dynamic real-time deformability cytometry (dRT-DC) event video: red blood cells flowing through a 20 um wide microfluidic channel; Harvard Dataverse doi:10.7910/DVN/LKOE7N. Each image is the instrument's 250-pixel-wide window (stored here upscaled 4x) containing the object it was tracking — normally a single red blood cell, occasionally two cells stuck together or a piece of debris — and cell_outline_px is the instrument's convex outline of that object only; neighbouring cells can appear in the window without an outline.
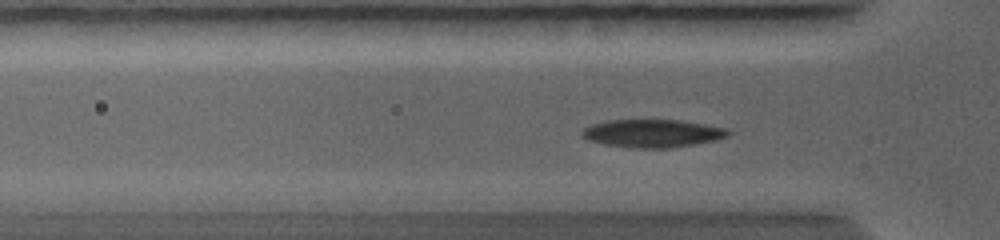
{"species": "common noctule bat (a hibernating species)", "species_latin": "Nyctalus noctula", "temperature_condition": "warm", "stored_images_in_passage": 53, "camera_frame_rate_fps": 5000, "um_per_image_px": 0.085, "animal": {"sex": "female", "body_mass_g": 19.0, "forearm_length_mm": 56.7}, "frame": {"image": 1, "passage_image": 20, "time_ms": 2.6, "image_size_px": [1000, 240], "cell_outline_px": [[732, 132], [728, 136], [712, 140], [672, 148], [628, 148], [604, 144], [588, 140], [580, 136], [580, 132], [584, 128], [592, 124], [608, 120], [680, 120], [728, 128]], "centroid_in_image_um": [55.42, 11.33], "position_along_channel_um": 70.4, "area_um2": 23.87}}
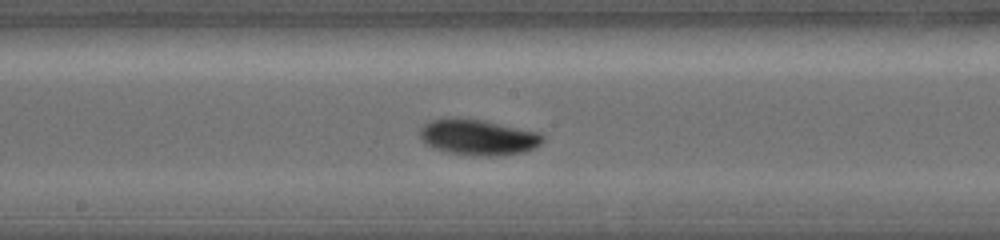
{"frame": {"image": 2, "passage_image": 37, "time_ms": 5.4, "image_size_px": [1000, 240], "cell_outline_px": [[544, 140], [536, 148], [524, 152], [492, 156], [484, 156], [448, 152], [432, 148], [420, 136], [420, 128], [428, 120], [456, 116], [460, 116], [484, 120], [540, 132], [544, 136]], "centroid_in_image_um": [40.65, 11.63], "position_along_channel_um": 207.6, "area_um2": 25.95}}
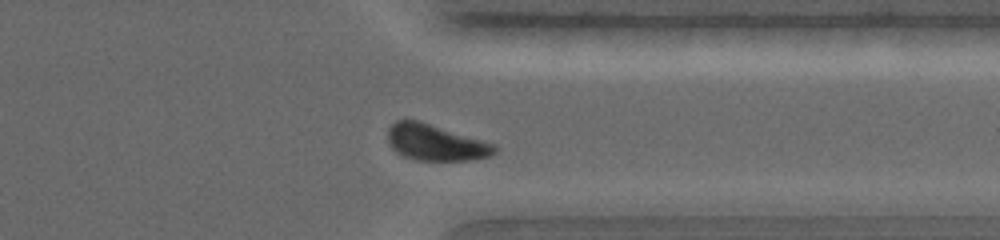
{"frame": {"image": 3, "passage_image": 49, "time_ms": 8.8, "image_size_px": [1000, 240], "cell_outline_px": [[496, 152], [492, 156], [472, 160], [416, 160], [404, 156], [396, 152], [388, 144], [388, 128], [396, 120], [420, 120], [492, 144], [496, 148]], "centroid_in_image_um": [36.98, 12.12], "position_along_channel_um": 374.4, "area_um2": 22.31}}